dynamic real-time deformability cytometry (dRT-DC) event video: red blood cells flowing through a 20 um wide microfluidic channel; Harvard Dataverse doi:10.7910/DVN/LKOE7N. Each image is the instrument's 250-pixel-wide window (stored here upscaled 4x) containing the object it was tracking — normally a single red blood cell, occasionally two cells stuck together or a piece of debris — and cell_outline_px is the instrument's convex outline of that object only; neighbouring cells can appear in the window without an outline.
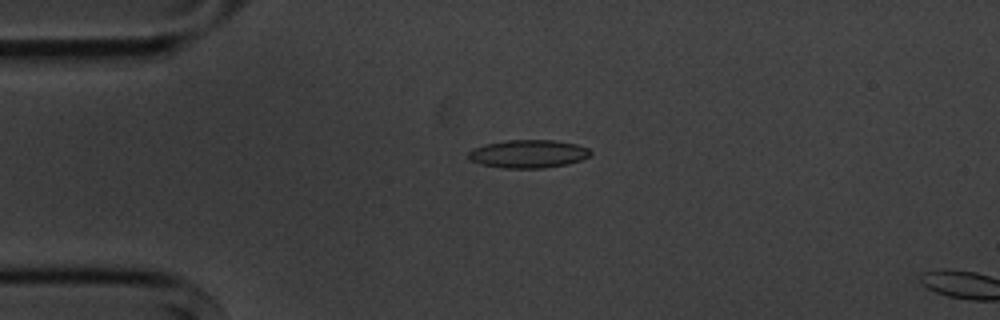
{"species": "common noctule bat (a hibernating species)", "species_latin": "Nyctalus noctula", "temperature_condition": "cold", "stored_images_in_passage": 3, "camera_frame_rate_fps": 3000, "um_per_image_px": 0.085, "animal": {"sex": "male", "body_mass_g": 20.1, "forearm_length_mm": 53.5}, "frame": {"image": 1, "passage_image": 2, "time_ms": 2.0, "image_size_px": [1000, 320], "cell_outline_px": [[592, 152], [588, 156], [580, 160], [568, 164], [544, 168], [504, 168], [480, 164], [468, 160], [468, 152], [472, 148], [484, 144], [508, 140], [552, 140], [576, 144], [588, 148]], "centroid_in_image_um": [44.86, 13.08], "position_along_channel_um": 40.1, "area_um2": 20.06}}